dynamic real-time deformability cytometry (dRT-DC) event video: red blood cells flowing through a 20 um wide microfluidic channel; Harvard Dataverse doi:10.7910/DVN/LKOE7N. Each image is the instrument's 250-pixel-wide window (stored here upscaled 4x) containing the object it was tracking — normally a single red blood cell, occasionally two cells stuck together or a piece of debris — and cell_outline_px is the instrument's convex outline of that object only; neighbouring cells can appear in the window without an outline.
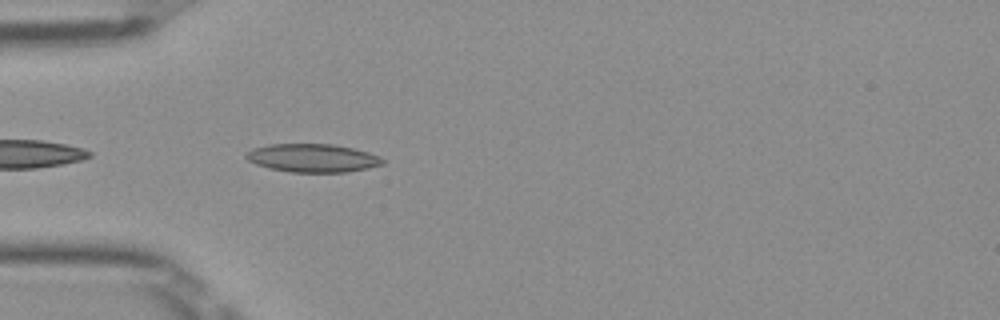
{"species": "Egyptian fruit bat (a non-hibernating species)", "species_latin": "Rousettus aegyptiacus", "temperature_condition": "room temperature", "stored_images_in_passage": 37, "camera_frame_rate_fps": 3000, "um_per_image_px": 0.085, "frame": {"image": 1, "passage_image": 2, "time_ms": 0.333, "image_size_px": [1000, 320], "cell_outline_px": [[384, 164], [368, 168], [344, 172], [288, 172], [268, 168], [256, 164], [248, 160], [244, 156], [244, 152], [252, 148], [268, 144], [332, 144], [352, 148], [368, 152], [380, 156], [384, 160]], "centroid_in_image_um": [26.53, 13.43], "position_along_channel_um": 58.5, "area_um2": 22.66}}
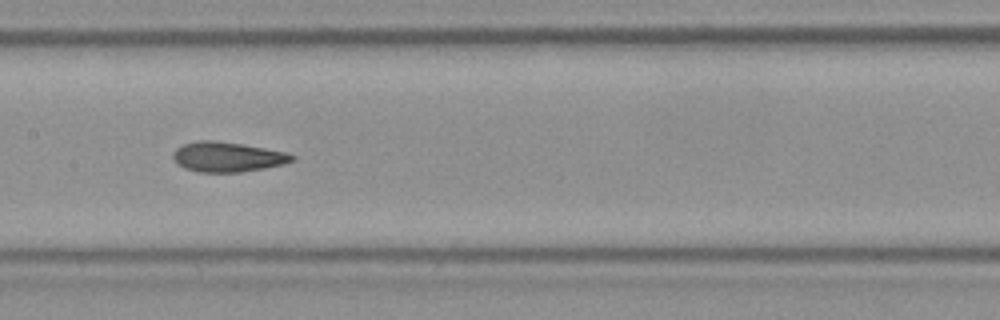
{"frame": {"image": 2, "passage_image": 12, "time_ms": 3.667, "image_size_px": [1000, 320], "cell_outline_px": [[296, 160], [284, 164], [264, 168], [240, 172], [200, 172], [184, 168], [176, 164], [172, 156], [176, 148], [184, 144], [200, 140], [212, 140], [240, 144], [288, 152], [296, 156]], "centroid_in_image_um": [19.35, 13.34], "position_along_channel_um": 188.1, "area_um2": 20.75}}
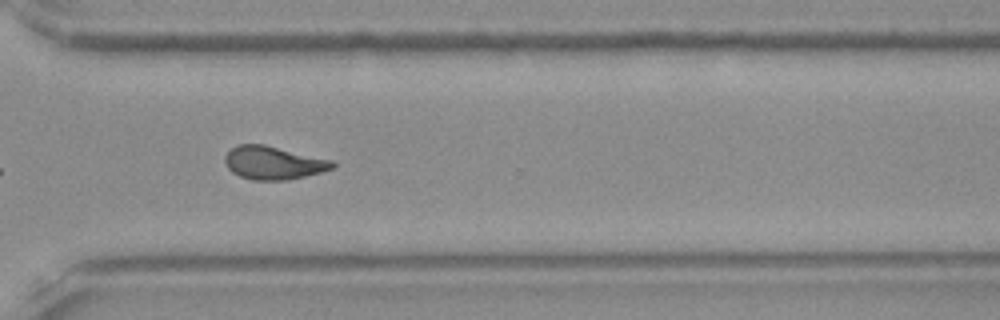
{"frame": {"image": 3, "passage_image": 24, "time_ms": 7.667, "image_size_px": [1000, 320], "cell_outline_px": [[336, 164], [332, 168], [320, 172], [288, 180], [252, 180], [240, 176], [232, 172], [228, 168], [224, 160], [224, 156], [236, 144], [264, 144], [332, 160]], "centroid_in_image_um": [23.21, 13.83], "position_along_channel_um": 347.4, "area_um2": 20.69}, "authors_computed_cell_mechanics": {"area_um2": 20.6346, "velocity_mm_per_s": 3.9977, "shape_relaxation_time_tau1_ms": null, "shape_relaxation_time_tau2_ms": 2.3881, "deformation_change_tau1": null, "deformation_change_tau2": 0.0819}}